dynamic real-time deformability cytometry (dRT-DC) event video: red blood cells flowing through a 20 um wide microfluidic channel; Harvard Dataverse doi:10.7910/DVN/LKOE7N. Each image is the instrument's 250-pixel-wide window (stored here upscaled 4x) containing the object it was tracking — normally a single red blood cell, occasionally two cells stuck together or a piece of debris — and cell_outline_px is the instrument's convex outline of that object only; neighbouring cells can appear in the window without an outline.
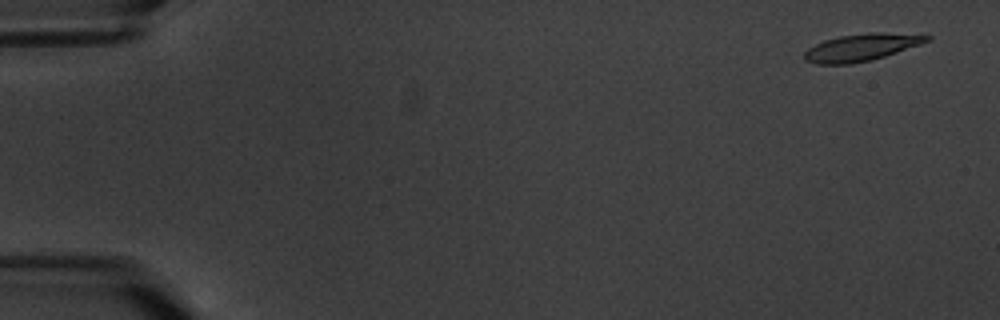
{"species": "common noctule bat (a hibernating species)", "species_latin": "Nyctalus noctula", "temperature_condition": "warm", "stored_images_in_passage": 6, "camera_frame_rate_fps": 3000, "um_per_image_px": 0.085, "animal": {"sex": "male", "body_mass_g": 20.1, "forearm_length_mm": 53.5}, "frame": {"image": 1, "passage_image": 1, "time_ms": 0.0, "image_size_px": [1000, 320], "cell_outline_px": [[932, 40], [872, 60], [848, 64], [816, 64], [804, 60], [804, 52], [808, 48], [824, 40], [840, 36], [868, 32], [880, 32], [932, 36]], "centroid_in_image_um": [73.19, 4.03], "position_along_channel_um": 11.8, "area_um2": 19.25}}
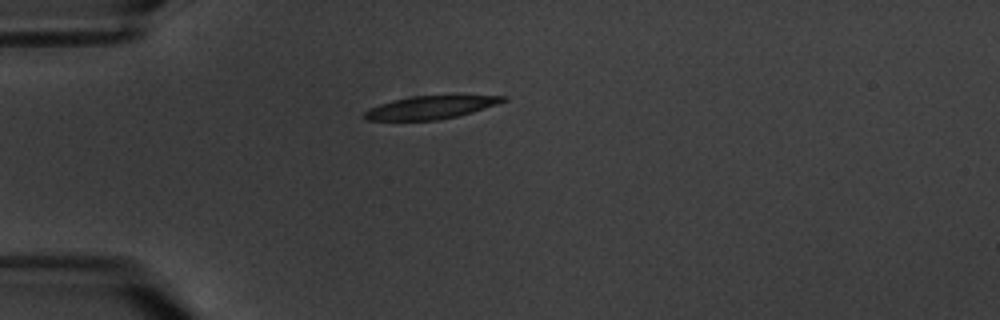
{"frame": {"image": 2, "passage_image": 5, "time_ms": 4.667, "image_size_px": [1000, 320], "cell_outline_px": [[508, 100], [472, 112], [440, 120], [368, 120], [360, 116], [368, 108], [392, 100], [412, 96], [452, 92], [508, 96]], "centroid_in_image_um": [36.7, 9.06], "position_along_channel_um": 48.3, "area_um2": 19.77}}